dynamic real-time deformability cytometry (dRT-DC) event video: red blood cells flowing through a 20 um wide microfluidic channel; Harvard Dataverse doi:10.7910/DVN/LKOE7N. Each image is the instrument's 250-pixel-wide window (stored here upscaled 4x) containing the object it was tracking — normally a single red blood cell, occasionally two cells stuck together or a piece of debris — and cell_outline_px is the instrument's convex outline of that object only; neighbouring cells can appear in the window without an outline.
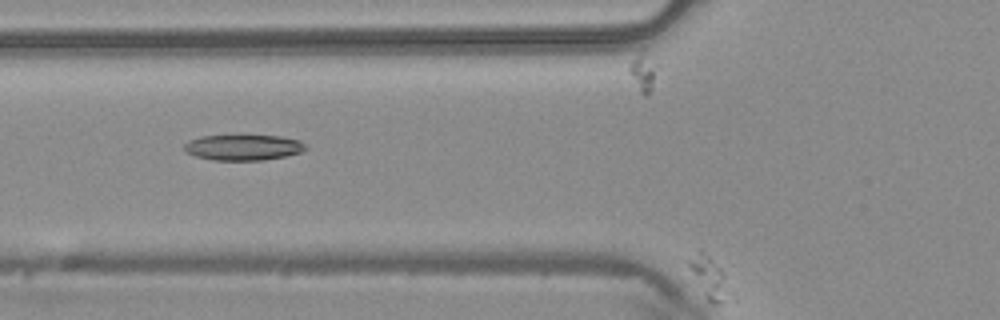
{"species": "common noctule bat (a hibernating species)", "species_latin": "Nyctalus noctula", "temperature_condition": "warm", "stored_images_in_passage": 5, "segment_of_instrument_passage": [2, 2], "camera_frame_rate_fps": 3000, "um_per_image_px": 0.085, "animal": {"sex": "male", "body_mass_g": 20.4}, "frame": {"image": 1, "passage_image": 5, "time_ms": 1.333, "image_size_px": [1000, 320], "cell_outline_px": [[736, 300], [716, 304], [712, 304], [704, 296], [688, 264], [688, 260], [700, 248], [724, 272]], "centroid_in_image_um": [60.4, 23.69], "position_along_channel_um": 65.4, "area_um2": 10.23}}